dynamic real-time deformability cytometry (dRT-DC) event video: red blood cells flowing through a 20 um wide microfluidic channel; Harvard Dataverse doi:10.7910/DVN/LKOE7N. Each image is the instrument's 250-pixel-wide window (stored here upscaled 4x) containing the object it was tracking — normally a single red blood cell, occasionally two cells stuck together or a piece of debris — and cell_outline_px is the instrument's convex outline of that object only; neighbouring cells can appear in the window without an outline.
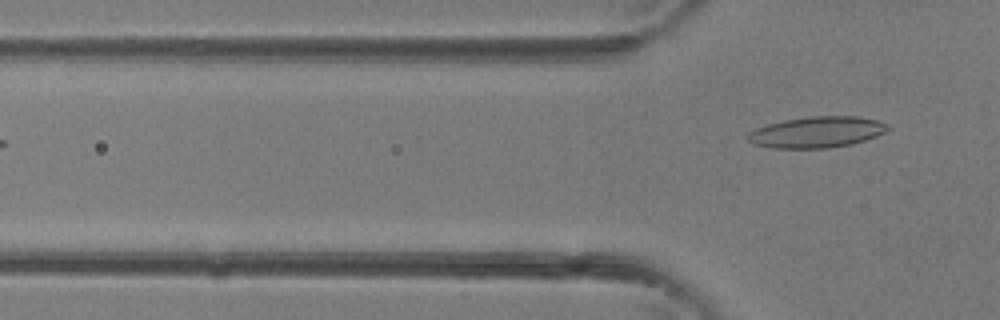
{"species": "common noctule bat (a hibernating species)", "species_latin": "Nyctalus noctula", "temperature_condition": "room temperature", "stored_images_in_passage": 3, "camera_frame_rate_fps": 3000, "um_per_image_px": 0.085, "animal": {"sex": "female"}, "frame": {"image": 1, "passage_image": 3, "time_ms": 0.667, "image_size_px": [1000, 320], "cell_outline_px": [[888, 128], [884, 132], [876, 136], [852, 144], [828, 148], [772, 148], [752, 144], [748, 140], [748, 132], [756, 128], [768, 124], [784, 120], [812, 116], [860, 116], [876, 120], [888, 124]], "centroid_in_image_um": [69.41, 11.23], "position_along_channel_um": 56.4, "area_um2": 25.32}}